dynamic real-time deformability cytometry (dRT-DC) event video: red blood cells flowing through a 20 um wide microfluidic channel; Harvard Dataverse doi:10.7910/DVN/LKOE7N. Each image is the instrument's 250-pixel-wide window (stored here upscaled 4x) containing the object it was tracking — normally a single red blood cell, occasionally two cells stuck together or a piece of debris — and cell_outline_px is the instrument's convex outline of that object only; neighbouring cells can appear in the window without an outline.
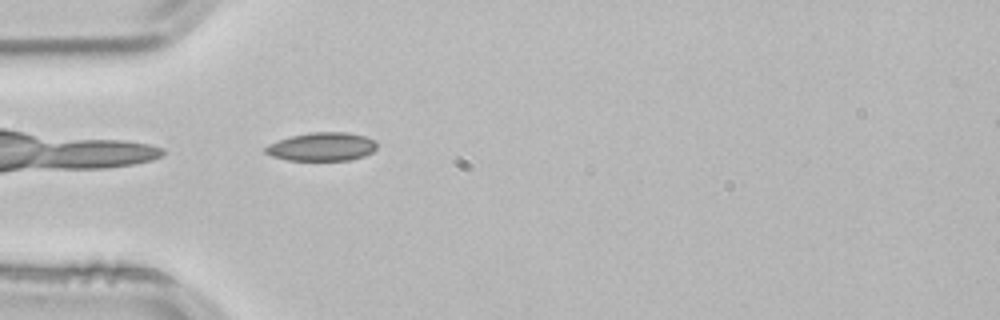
{"species": "common noctule bat (a hibernating species)", "species_latin": "Nyctalus noctula", "temperature_condition": "room temperature", "stored_images_in_passage": 38, "camera_frame_rate_fps": 3000, "um_per_image_px": 0.085, "animal": {"sex": "male", "body_mass_g": 21.5, "forearm_length_mm": 52.0}, "frame": {"image": 1, "passage_image": 1, "time_ms": 0.0, "image_size_px": [1000, 320], "cell_outline_px": [[376, 148], [372, 152], [364, 156], [348, 160], [288, 160], [272, 156], [264, 152], [264, 148], [268, 144], [292, 136], [312, 132], [348, 132], [364, 136], [376, 140]], "centroid_in_image_um": [27.37, 12.47], "position_along_channel_um": 57.6, "area_um2": 18.38}}
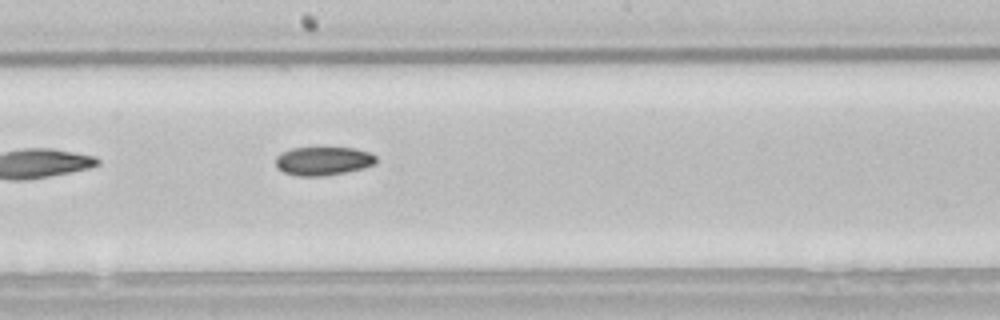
{"frame": {"image": 2, "passage_image": 14, "time_ms": 4.333, "image_size_px": [1000, 320], "cell_outline_px": [[376, 164], [364, 168], [344, 172], [320, 176], [300, 176], [284, 172], [276, 168], [276, 156], [280, 152], [292, 148], [324, 144], [352, 148], [368, 152], [376, 156]], "centroid_in_image_um": [27.45, 13.62], "position_along_channel_um": 220.8, "area_um2": 17.51}}
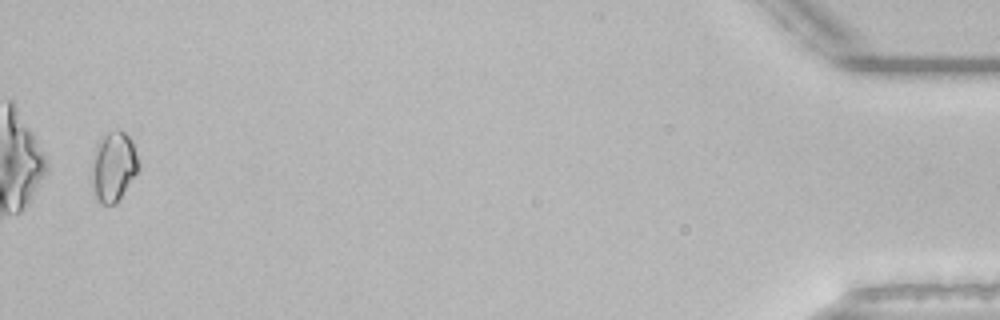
{"frame": {"image": 3, "passage_image": 37, "time_ms": 12.0, "image_size_px": [1000, 320], "cell_outline_px": [[140, 168], [116, 204], [100, 204], [96, 196], [92, 176], [92, 172], [96, 148], [100, 136], [116, 128], [120, 128], [132, 140], [140, 164]], "centroid_in_image_um": [9.69, 14.11], "position_along_channel_um": 425.5, "area_um2": 18.9}}